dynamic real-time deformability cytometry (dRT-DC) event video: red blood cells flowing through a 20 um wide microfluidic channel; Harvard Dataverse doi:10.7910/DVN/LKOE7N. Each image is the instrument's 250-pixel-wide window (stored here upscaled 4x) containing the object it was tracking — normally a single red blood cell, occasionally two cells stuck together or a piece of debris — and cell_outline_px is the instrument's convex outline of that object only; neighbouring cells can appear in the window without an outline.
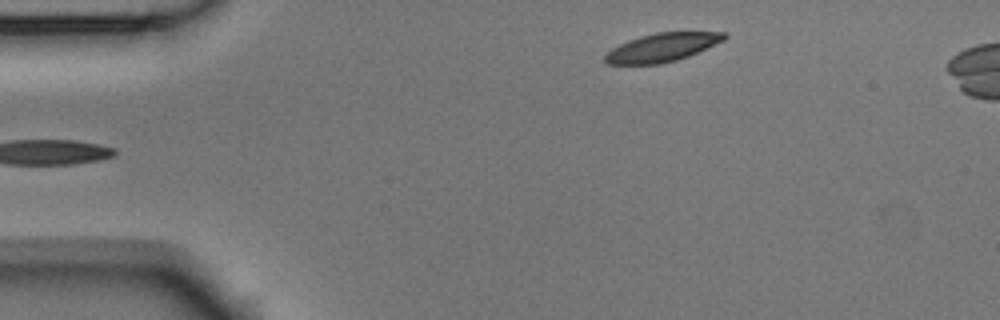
{"species": "Egyptian fruit bat (a non-hibernating species)", "species_latin": "Rousettus aegyptiacus", "temperature_condition": "room temperature", "stored_images_in_passage": 5, "camera_frame_rate_fps": 3000, "um_per_image_px": 0.085, "animal": {"sex": "male"}, "frame": {"image": 1, "passage_image": 5, "time_ms": 1.333, "image_size_px": [1000, 320], "cell_outline_px": [[728, 36], [724, 40], [688, 56], [676, 60], [660, 64], [608, 64], [604, 60], [604, 56], [612, 48], [628, 40], [640, 36], [656, 32], [724, 32]], "centroid_in_image_um": [56.26, 4.03], "position_along_channel_um": 28.7, "area_um2": 19.59}}